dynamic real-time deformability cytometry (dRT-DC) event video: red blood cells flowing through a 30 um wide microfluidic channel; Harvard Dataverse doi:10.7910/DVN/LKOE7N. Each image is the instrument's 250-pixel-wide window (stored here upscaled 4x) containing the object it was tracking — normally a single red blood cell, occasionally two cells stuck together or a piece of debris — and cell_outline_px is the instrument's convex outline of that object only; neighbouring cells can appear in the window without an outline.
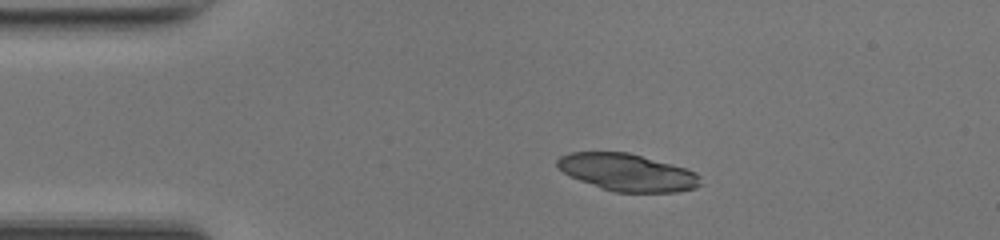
{"species": "common noctule bat (a hibernating species)", "species_latin": "Nyctalus noctula", "temperature_condition": "room temperature", "stored_images_in_passage": 40, "segment_of_instrument_passage": [1, 2], "camera_frame_rate_fps": 3000, "um_per_image_px": 0.085, "animal": {"sex": "female", "body_mass_g": 17.0, "forearm_length_mm": 48.0}, "frame": {"image": 1, "passage_image": 1, "time_ms": 0.0, "image_size_px": [1000, 240], "cell_outline_px": [[700, 184], [696, 188], [676, 192], [616, 192], [600, 188], [580, 180], [564, 172], [556, 164], [556, 160], [560, 156], [568, 152], [628, 152], [672, 164], [696, 172], [700, 176]], "centroid_in_image_um": [53.33, 14.65], "position_along_channel_um": 31.7, "area_um2": 30.92}}